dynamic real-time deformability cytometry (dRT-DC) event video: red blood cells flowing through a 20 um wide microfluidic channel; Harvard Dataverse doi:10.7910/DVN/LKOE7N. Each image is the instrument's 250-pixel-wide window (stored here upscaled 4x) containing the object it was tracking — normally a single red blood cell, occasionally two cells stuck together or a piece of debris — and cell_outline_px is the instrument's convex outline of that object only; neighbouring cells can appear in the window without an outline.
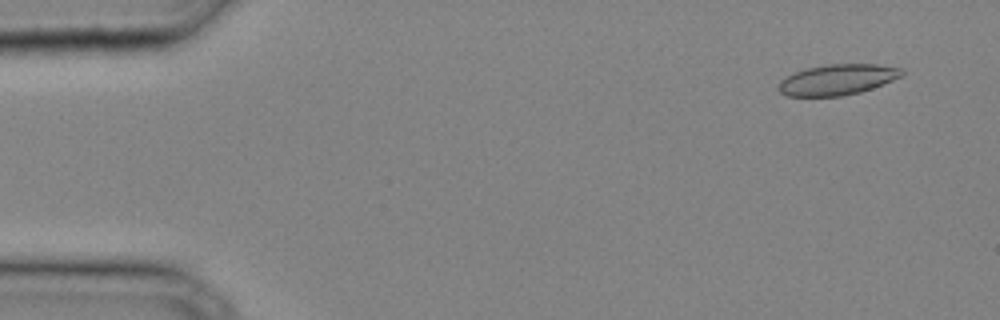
{"species": "common noctule bat (a hibernating species)", "species_latin": "Nyctalus noctula", "temperature_condition": "cold", "stored_images_in_passage": 33, "camera_frame_rate_fps": 3000, "um_per_image_px": 0.085, "animal": {"sex": "male", "body_mass_g": 20.4}, "frame": {"image": 1, "passage_image": 3, "time_ms": 0.667, "image_size_px": [1000, 320], "cell_outline_px": [[904, 72], [900, 76], [892, 80], [872, 88], [860, 92], [840, 96], [788, 96], [780, 92], [776, 88], [780, 80], [796, 72], [808, 68], [828, 64], [876, 64], [904, 68]], "centroid_in_image_um": [71.17, 6.77], "position_along_channel_um": 13.8, "area_um2": 21.91}}
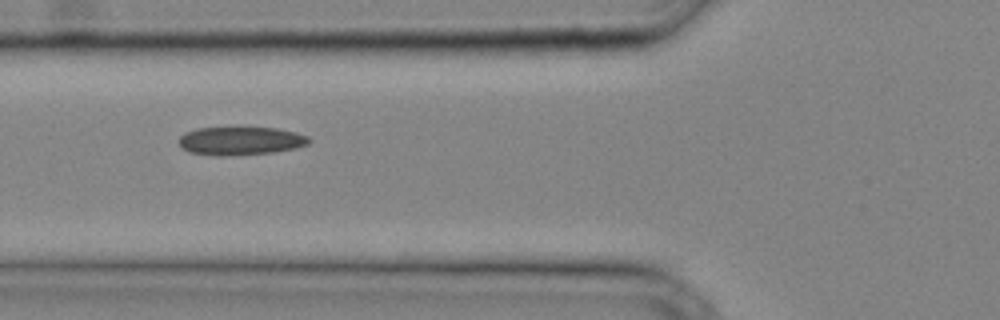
{"frame": {"image": 2, "passage_image": 14, "time_ms": 4.333, "image_size_px": [1000, 320], "cell_outline_px": [[312, 140], [308, 144], [296, 148], [276, 152], [232, 156], [216, 156], [188, 152], [180, 148], [180, 136], [184, 132], [196, 128], [276, 128], [296, 132], [308, 136]], "centroid_in_image_um": [20.45, 11.99], "position_along_channel_um": 105.4, "area_um2": 21.73}}
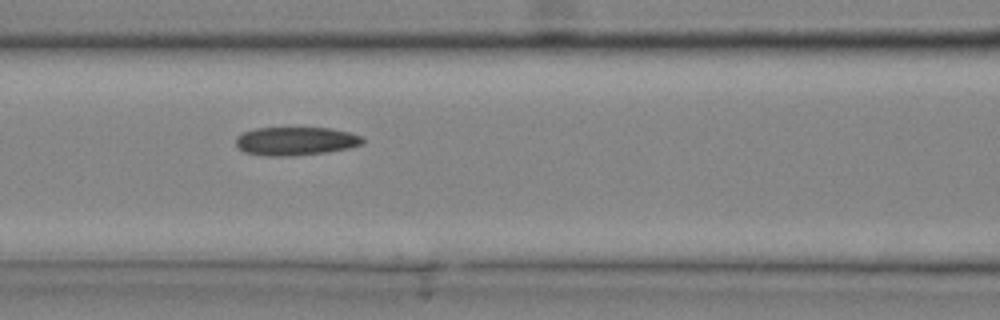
{"frame": {"image": 3, "passage_image": 16, "time_ms": 5.0, "image_size_px": [1000, 320], "cell_outline_px": [[364, 144], [348, 148], [328, 152], [292, 156], [264, 156], [244, 152], [236, 144], [236, 136], [244, 132], [256, 128], [332, 128], [364, 136]], "centroid_in_image_um": [25.16, 12.0], "position_along_channel_um": 141.4, "area_um2": 21.15}}